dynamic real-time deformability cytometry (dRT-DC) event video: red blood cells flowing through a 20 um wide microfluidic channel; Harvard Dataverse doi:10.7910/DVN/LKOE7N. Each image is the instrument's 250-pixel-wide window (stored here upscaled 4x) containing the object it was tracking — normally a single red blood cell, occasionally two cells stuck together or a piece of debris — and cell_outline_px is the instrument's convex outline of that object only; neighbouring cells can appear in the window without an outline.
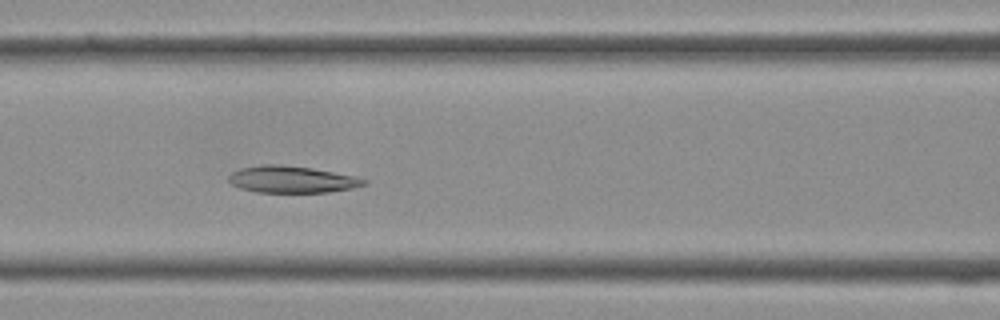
{"species": "Egyptian fruit bat (a non-hibernating species)", "species_latin": "Rousettus aegyptiacus", "temperature_condition": "cold", "stored_images_in_passage": 39, "camera_frame_rate_fps": 3000, "um_per_image_px": 0.085, "frame": {"image": 1, "passage_image": 16, "time_ms": 5.0, "image_size_px": [1000, 320], "cell_outline_px": [[368, 184], [352, 188], [328, 192], [256, 192], [240, 188], [232, 184], [228, 180], [228, 176], [232, 172], [240, 168], [264, 164], [276, 164], [312, 168], [356, 176], [368, 180]], "centroid_in_image_um": [24.82, 15.25], "position_along_channel_um": 141.8, "area_um2": 21.15}}
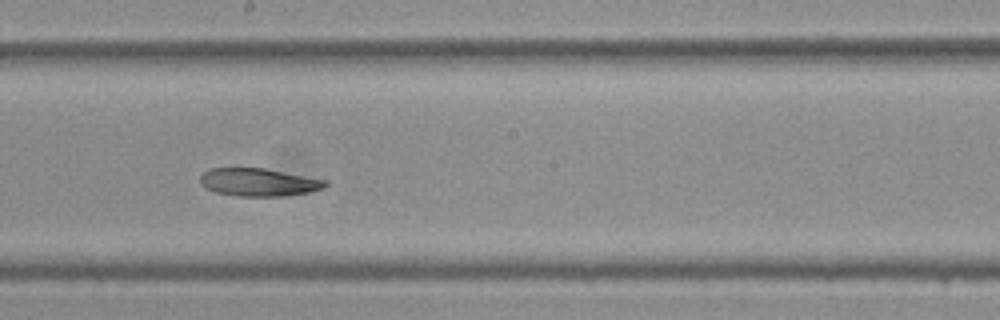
{"frame": {"image": 2, "passage_image": 21, "time_ms": 6.667, "image_size_px": [1000, 320], "cell_outline_px": [[328, 184], [324, 188], [308, 192], [284, 196], [236, 196], [216, 192], [204, 188], [200, 180], [200, 176], [208, 168], [264, 168], [328, 180]], "centroid_in_image_um": [21.98, 15.49], "position_along_channel_um": 226.2, "area_um2": 20.4}}
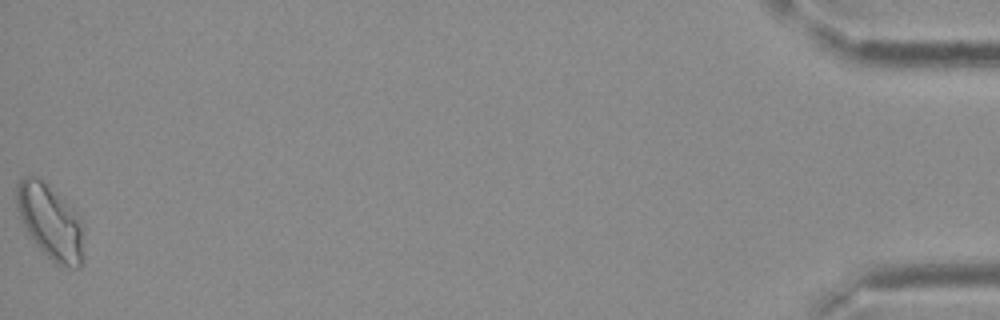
{"frame": {"image": 3, "passage_image": 39, "time_ms": 12.667, "image_size_px": [1000, 320], "cell_outline_px": [[84, 264], [80, 268], [64, 268], [56, 264], [36, 244], [20, 220], [16, 208], [16, 184], [24, 176], [40, 176], [72, 208], [80, 220], [84, 252]], "centroid_in_image_um": [4.27, 18.87], "position_along_channel_um": 430.9, "area_um2": 29.42}}